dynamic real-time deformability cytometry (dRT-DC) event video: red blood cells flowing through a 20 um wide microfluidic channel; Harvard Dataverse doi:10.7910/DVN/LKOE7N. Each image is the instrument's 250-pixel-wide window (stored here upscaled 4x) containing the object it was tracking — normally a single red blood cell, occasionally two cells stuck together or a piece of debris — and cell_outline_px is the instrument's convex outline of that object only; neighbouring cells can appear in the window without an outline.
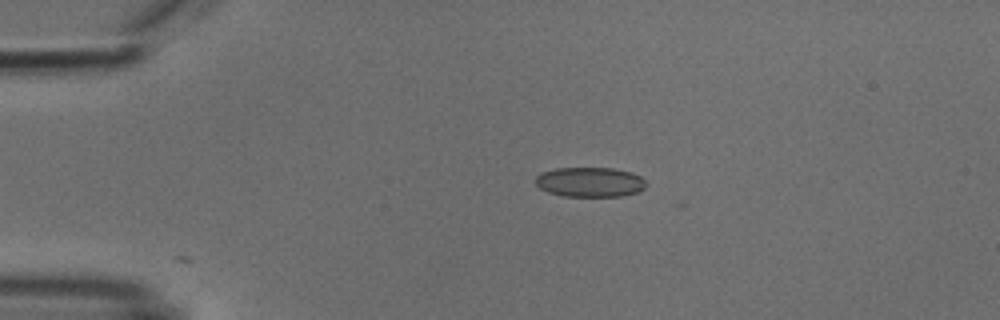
{"species": "common noctule bat (a hibernating species)", "species_latin": "Nyctalus noctula", "temperature_condition": "cold", "stored_images_in_passage": 43, "camera_frame_rate_fps": 3000, "um_per_image_px": 0.085, "animal": {"sex": "male", "body_mass_g": 18.8}, "frame": {"image": 1, "passage_image": 1, "time_ms": 0.0, "image_size_px": [1000, 320], "cell_outline_px": [[644, 188], [640, 192], [624, 196], [564, 196], [548, 192], [540, 188], [536, 184], [536, 176], [540, 172], [556, 168], [612, 168], [632, 172], [640, 176], [644, 180]], "centroid_in_image_um": [50.14, 15.47], "position_along_channel_um": 34.9, "area_um2": 19.25}}
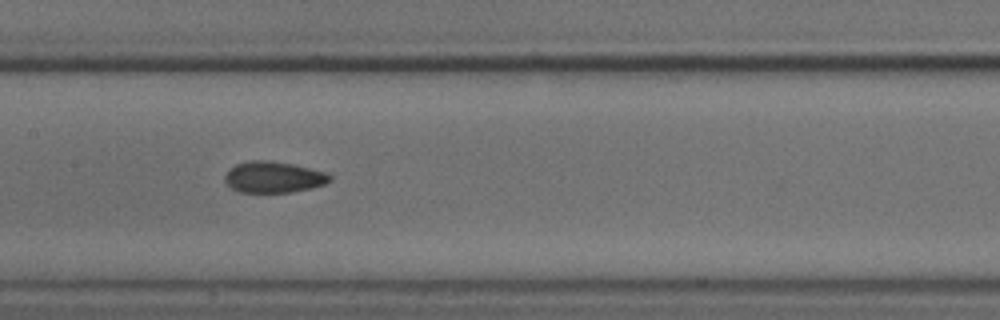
{"frame": {"image": 2, "passage_image": 16, "time_ms": 5.0, "image_size_px": [1000, 320], "cell_outline_px": [[332, 180], [324, 184], [312, 188], [292, 192], [240, 192], [232, 188], [224, 180], [224, 176], [236, 164], [248, 160], [264, 160], [292, 164], [324, 172], [332, 176]], "centroid_in_image_um": [23.26, 15.06], "position_along_channel_um": 184.1, "area_um2": 18.9}}
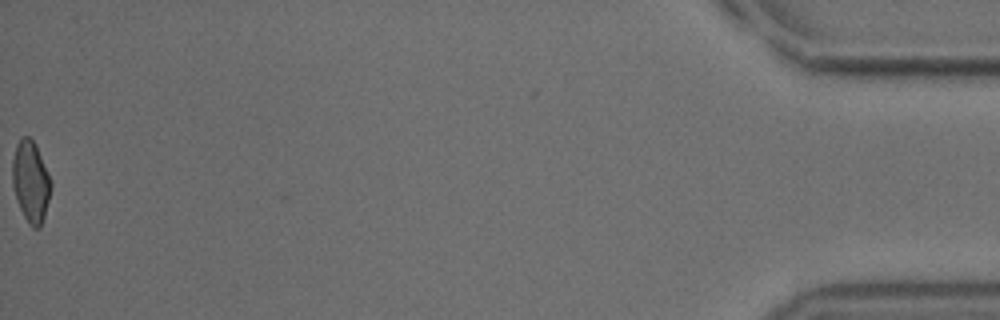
{"frame": {"image": 3, "passage_image": 43, "time_ms": 14.0, "image_size_px": [1000, 320], "cell_outline_px": [[52, 188], [44, 216], [40, 228], [32, 228], [28, 224], [20, 208], [12, 184], [12, 160], [16, 144], [20, 136], [28, 136], [32, 140], [40, 156], [52, 184]], "centroid_in_image_um": [2.59, 15.45], "position_along_channel_um": 432.6, "area_um2": 18.03}}